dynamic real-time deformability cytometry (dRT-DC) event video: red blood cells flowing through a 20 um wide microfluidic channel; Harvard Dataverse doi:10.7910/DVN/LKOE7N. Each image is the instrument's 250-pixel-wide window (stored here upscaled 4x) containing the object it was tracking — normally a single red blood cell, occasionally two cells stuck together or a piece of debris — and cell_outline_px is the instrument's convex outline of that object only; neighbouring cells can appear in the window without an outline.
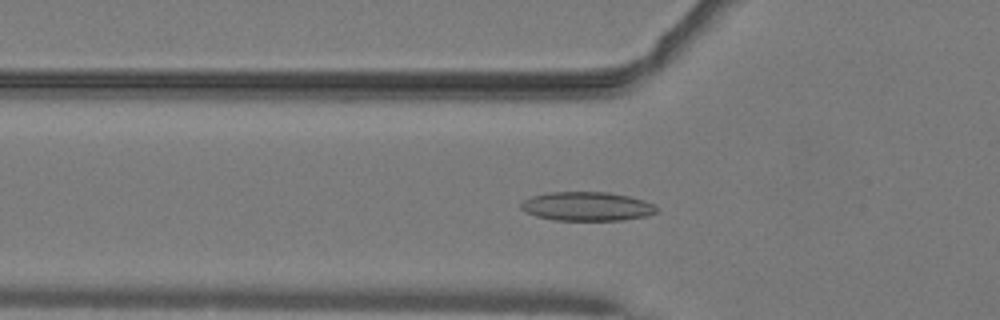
{"species": "common noctule bat (a hibernating species)", "species_latin": "Nyctalus noctula", "temperature_condition": "warm", "stored_images_in_passage": 42, "camera_frame_rate_fps": 3000, "um_per_image_px": 0.085, "animal": {"sex": "male", "body_mass_g": 19.2, "forearm_length_mm": 51.8}, "frame": {"image": 1, "passage_image": 8, "time_ms": 2.333, "image_size_px": [1000, 320], "cell_outline_px": [[656, 212], [644, 216], [624, 220], [556, 220], [536, 216], [524, 212], [520, 208], [520, 204], [524, 200], [532, 196], [548, 192], [608, 192], [628, 196], [644, 200], [656, 204]], "centroid_in_image_um": [49.87, 17.54], "position_along_channel_um": 75.9, "area_um2": 22.89}}
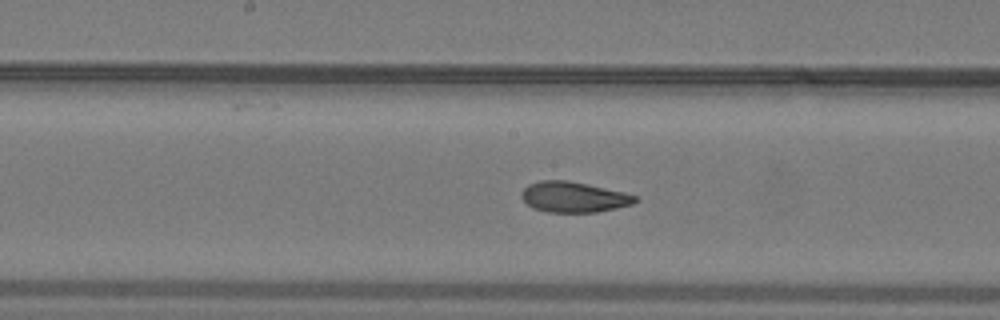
{"frame": {"image": 2, "passage_image": 17, "time_ms": 5.333, "image_size_px": [1000, 320], "cell_outline_px": [[640, 200], [632, 204], [616, 208], [596, 212], [548, 212], [532, 208], [520, 196], [520, 192], [528, 184], [540, 180], [568, 180], [624, 192], [636, 196]], "centroid_in_image_um": [48.74, 16.74], "position_along_channel_um": 199.5, "area_um2": 20.29}}
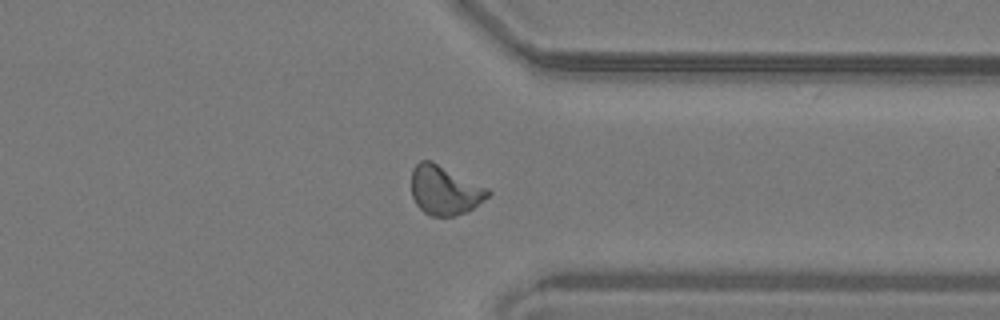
{"frame": {"image": 3, "passage_image": 30, "time_ms": 9.667, "image_size_px": [1000, 320], "cell_outline_px": [[492, 192], [488, 196], [468, 212], [456, 216], [432, 216], [424, 212], [416, 204], [412, 196], [412, 168], [420, 160], [432, 160], [488, 188]], "centroid_in_image_um": [37.79, 16.16], "position_along_channel_um": 373.6, "area_um2": 22.02}}